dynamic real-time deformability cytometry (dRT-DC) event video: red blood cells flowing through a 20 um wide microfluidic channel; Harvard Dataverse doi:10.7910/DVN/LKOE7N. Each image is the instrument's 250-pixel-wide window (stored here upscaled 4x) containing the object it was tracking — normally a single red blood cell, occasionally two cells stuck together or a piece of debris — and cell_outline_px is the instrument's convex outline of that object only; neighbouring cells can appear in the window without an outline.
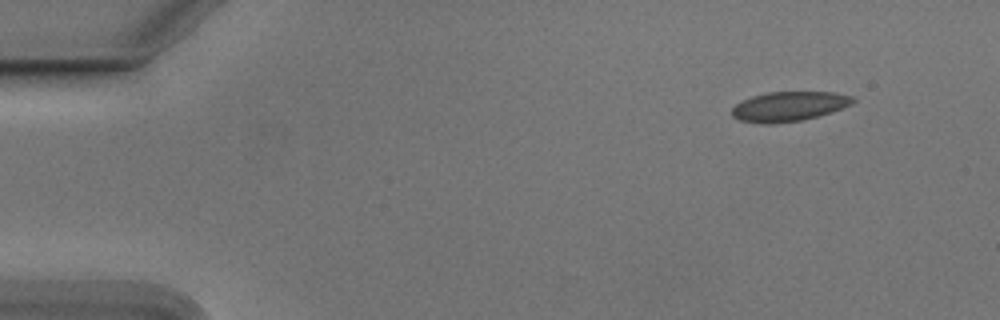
{"species": "Egyptian fruit bat (a non-hibernating species)", "species_latin": "Rousettus aegyptiacus", "temperature_condition": "cold", "stored_images_in_passage": 8, "camera_frame_rate_fps": 3000, "um_per_image_px": 0.085, "animal": {"sex": "male"}, "frame": {"image": 1, "passage_image": 1, "time_ms": 0.0, "image_size_px": [1000, 320], "cell_outline_px": [[856, 100], [852, 104], [832, 112], [800, 120], [772, 124], [768, 124], [740, 120], [732, 116], [732, 108], [736, 104], [752, 96], [768, 92], [836, 92], [852, 96]], "centroid_in_image_um": [67.08, 9.03], "position_along_channel_um": 17.9, "area_um2": 20.75}}